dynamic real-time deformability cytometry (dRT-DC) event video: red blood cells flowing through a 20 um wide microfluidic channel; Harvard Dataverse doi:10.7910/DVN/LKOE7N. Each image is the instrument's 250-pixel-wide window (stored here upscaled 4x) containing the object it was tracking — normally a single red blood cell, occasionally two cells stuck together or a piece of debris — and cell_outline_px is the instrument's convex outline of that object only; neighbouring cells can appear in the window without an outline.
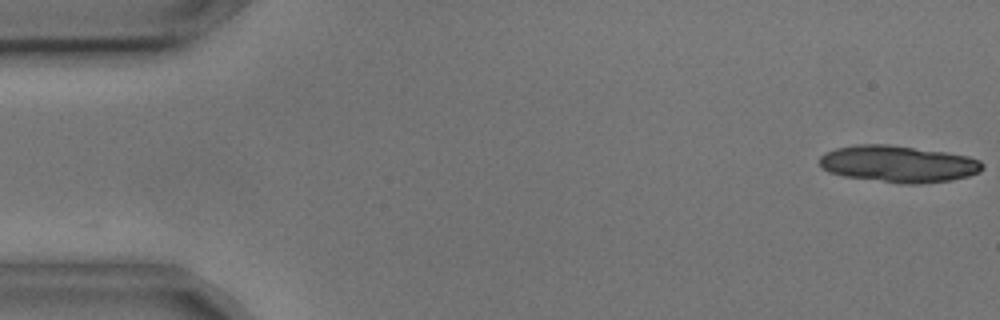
{"species": "common noctule bat (a hibernating species)", "species_latin": "Nyctalus noctula", "temperature_condition": "cold", "stored_images_in_passage": 39, "segment_of_instrument_passage": [1, 2], "camera_frame_rate_fps": 3000, "um_per_image_px": 0.085, "animal": {"sex": "male", "body_mass_g": 17.9, "forearm_length_mm": 54.2}, "frame": {"image": 1, "passage_image": 1, "time_ms": 0.0, "image_size_px": [1000, 320], "cell_outline_px": [[984, 168], [980, 172], [968, 176], [952, 180], [920, 184], [900, 184], [844, 176], [828, 172], [820, 168], [820, 156], [824, 152], [836, 148], [856, 144], [888, 144], [944, 152], [968, 156], [980, 160], [984, 164]], "centroid_in_image_um": [76.35, 13.94], "position_along_channel_um": 8.7, "area_um2": 35.2}}